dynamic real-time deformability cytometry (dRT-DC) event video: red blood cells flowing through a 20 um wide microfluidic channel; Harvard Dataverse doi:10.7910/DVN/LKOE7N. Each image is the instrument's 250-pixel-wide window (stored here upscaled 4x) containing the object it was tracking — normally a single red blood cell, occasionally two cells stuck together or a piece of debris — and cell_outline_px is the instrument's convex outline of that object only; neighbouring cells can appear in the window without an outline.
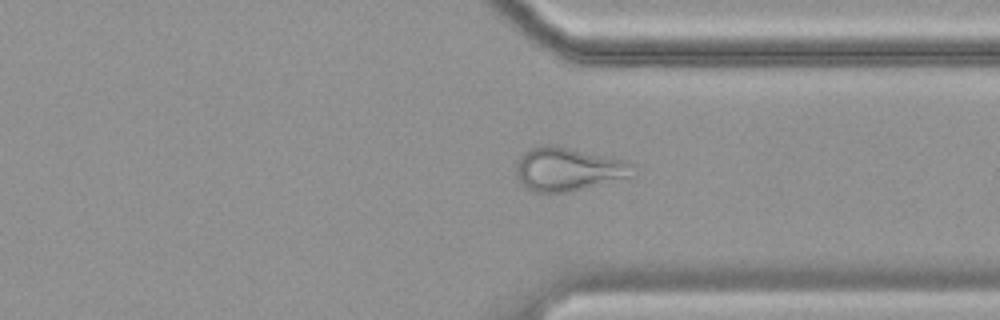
{"species": "common noctule bat (a hibernating species)", "species_latin": "Nyctalus noctula", "temperature_condition": "cold", "stored_images_in_passage": 43, "camera_frame_rate_fps": 3000, "um_per_image_px": 0.085, "animal": {"sex": "female", "body_mass_g": 19.9}, "frame": {"image": 1, "passage_image": 29, "time_ms": 9.333, "image_size_px": [1000, 320], "cell_outline_px": [[636, 176], [564, 192], [532, 192], [520, 184], [516, 176], [516, 164], [520, 156], [528, 148], [544, 144], [556, 144], [628, 160], [636, 164]], "centroid_in_image_um": [48.33, 14.35], "position_along_channel_um": 363.1, "area_um2": 30.4}}
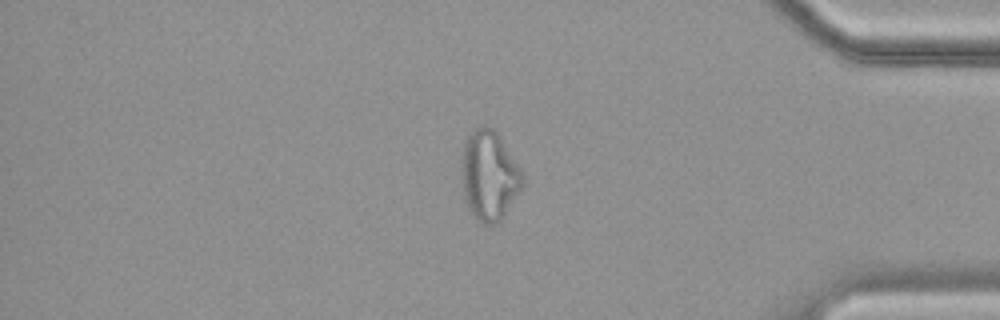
{"frame": {"image": 2, "passage_image": 34, "time_ms": 11.0, "image_size_px": [1000, 320], "cell_outline_px": [[524, 180], [520, 188], [500, 220], [496, 224], [488, 228], [476, 220], [472, 216], [468, 208], [464, 196], [460, 168], [464, 140], [480, 124], [484, 124], [492, 128], [500, 136], [520, 168], [524, 176]], "centroid_in_image_um": [41.54, 14.92], "position_along_channel_um": 393.7, "area_um2": 32.08}}
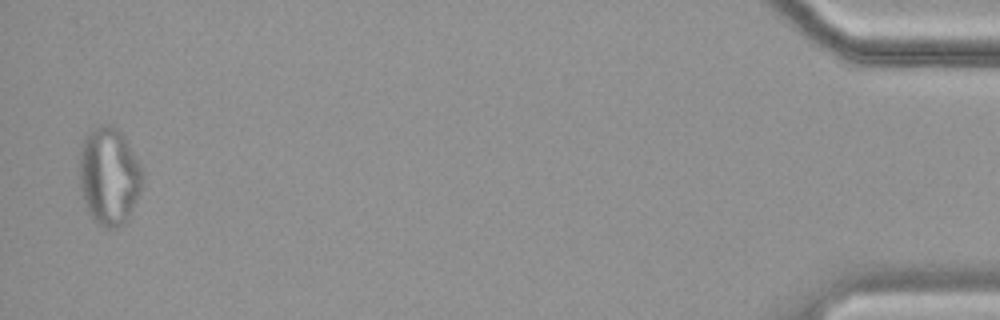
{"frame": {"image": 3, "passage_image": 42, "time_ms": 13.667, "image_size_px": [1000, 320], "cell_outline_px": [[140, 188], [136, 200], [128, 220], [124, 224], [112, 232], [104, 228], [92, 216], [84, 200], [80, 188], [80, 148], [84, 136], [92, 128], [100, 124], [112, 124], [120, 128], [140, 164]], "centroid_in_image_um": [9.26, 14.94], "position_along_channel_um": 425.9, "area_um2": 35.95}, "authors_computed_cell_mechanics": {"area_um2": 26.3568, "velocity_mm_per_s": 3.4681, "shape_relaxation_time_tau1_ms": null, "shape_relaxation_time_tau2_ms": 2.397, "deformation_change_tau1": null, "deformation_change_tau2": 0.1222}}